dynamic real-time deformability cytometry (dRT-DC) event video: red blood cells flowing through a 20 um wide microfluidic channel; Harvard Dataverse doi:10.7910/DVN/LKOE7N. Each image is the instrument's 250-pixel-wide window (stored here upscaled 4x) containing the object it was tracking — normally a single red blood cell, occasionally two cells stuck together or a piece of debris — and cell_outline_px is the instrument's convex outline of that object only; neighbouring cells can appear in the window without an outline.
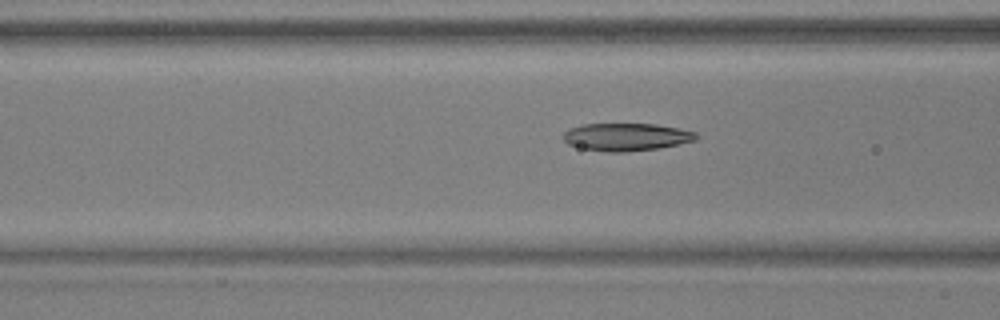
{"species": "common noctule bat (a hibernating species)", "species_latin": "Nyctalus noctula", "temperature_condition": "warm", "stored_images_in_passage": 53, "camera_frame_rate_fps": 3000, "um_per_image_px": 0.085, "animal": {"sex": "male", "body_mass_g": 17.9, "forearm_length_mm": 54.2}, "frame": {"image": 1, "passage_image": 21, "time_ms": 6.667, "image_size_px": [1000, 320], "cell_outline_px": [[700, 136], [696, 140], [660, 148], [620, 152], [608, 152], [580, 148], [568, 144], [564, 140], [564, 132], [568, 128], [584, 124], [656, 124], [696, 132]], "centroid_in_image_um": [53.23, 11.64], "position_along_channel_um": 113.4, "area_um2": 21.39}}
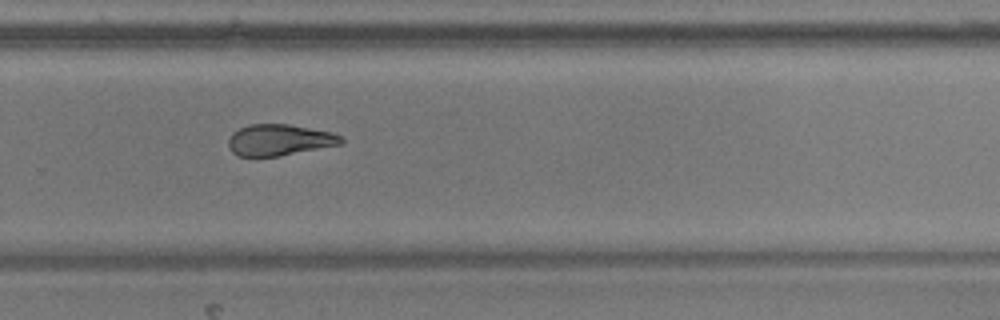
{"frame": {"image": 2, "passage_image": 36, "time_ms": 11.667, "image_size_px": [1000, 320], "cell_outline_px": [[344, 144], [280, 156], [236, 156], [228, 148], [228, 140], [240, 128], [248, 124], [288, 124], [332, 132], [340, 136], [344, 140]], "centroid_in_image_um": [23.78, 11.91], "position_along_channel_um": 306.0, "area_um2": 20.58}}
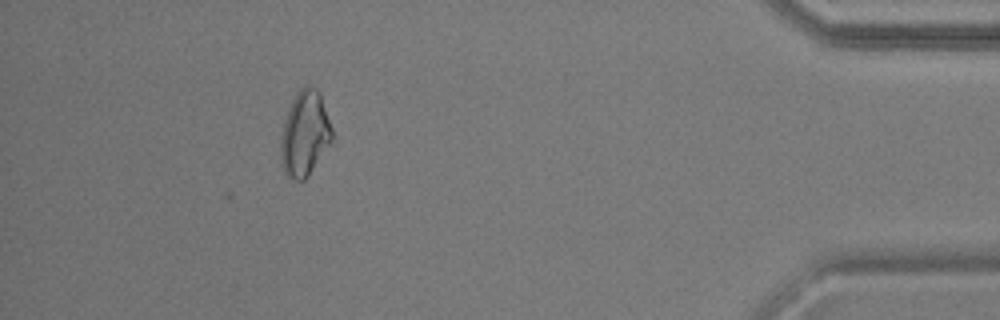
{"frame": {"image": 3, "passage_image": 48, "time_ms": 15.667, "image_size_px": [1000, 320], "cell_outline_px": [[336, 136], [308, 176], [304, 180], [292, 180], [284, 172], [280, 156], [280, 136], [284, 120], [288, 108], [296, 92], [304, 84], [308, 84], [316, 88], [320, 92]], "centroid_in_image_um": [25.93, 11.33], "position_along_channel_um": 409.3, "area_um2": 26.18}, "authors_computed_cell_mechanics": {"area_um2": 21.675, "velocity_mm_per_s": 3.8577, "shape_relaxation_time_tau1_ms": null, "shape_relaxation_time_tau2_ms": 2.9043, "deformation_change_tau1": null, "deformation_change_tau2": 0.1213}}